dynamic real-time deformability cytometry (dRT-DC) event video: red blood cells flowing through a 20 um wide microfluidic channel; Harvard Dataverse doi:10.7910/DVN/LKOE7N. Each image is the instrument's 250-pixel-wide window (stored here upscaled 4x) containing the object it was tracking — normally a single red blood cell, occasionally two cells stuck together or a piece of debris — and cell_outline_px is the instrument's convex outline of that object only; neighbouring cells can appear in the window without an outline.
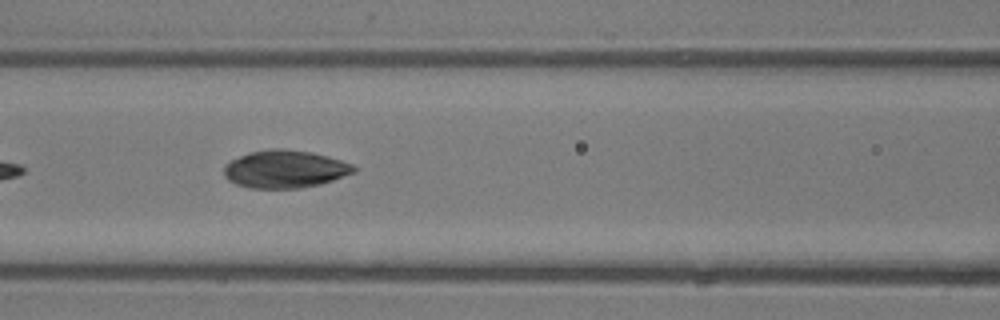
{"species": "common noctule bat (a hibernating species)", "species_latin": "Nyctalus noctula", "temperature_condition": "room temperature", "stored_images_in_passage": 6, "camera_frame_rate_fps": 3000, "um_per_image_px": 0.085, "animal": {"sex": "male", "body_mass_g": 13.3}, "frame": {"image": 1, "passage_image": 5, "time_ms": 4.667, "image_size_px": [1000, 320], "cell_outline_px": [[356, 172], [320, 184], [300, 188], [248, 188], [236, 184], [228, 180], [224, 176], [224, 164], [248, 152], [272, 148], [284, 148], [312, 152], [328, 156], [352, 164], [356, 168]], "centroid_in_image_um": [24.2, 14.37], "position_along_channel_um": 142.4, "area_um2": 28.67}}
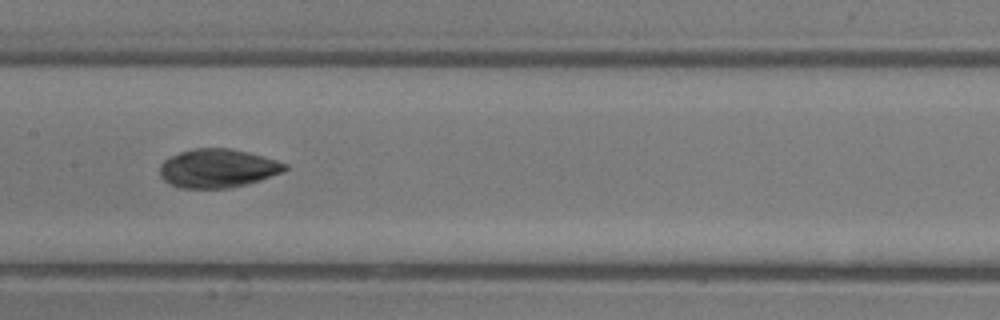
{"frame": {"image": 2, "passage_image": 6, "time_ms": 5.667, "image_size_px": [1000, 320], "cell_outline_px": [[288, 168], [284, 172], [248, 184], [232, 188], [180, 188], [168, 184], [160, 176], [160, 164], [164, 160], [180, 152], [192, 148], [228, 148], [248, 152], [276, 160], [288, 164]], "centroid_in_image_um": [18.51, 14.31], "position_along_channel_um": 188.9, "area_um2": 28.38}}